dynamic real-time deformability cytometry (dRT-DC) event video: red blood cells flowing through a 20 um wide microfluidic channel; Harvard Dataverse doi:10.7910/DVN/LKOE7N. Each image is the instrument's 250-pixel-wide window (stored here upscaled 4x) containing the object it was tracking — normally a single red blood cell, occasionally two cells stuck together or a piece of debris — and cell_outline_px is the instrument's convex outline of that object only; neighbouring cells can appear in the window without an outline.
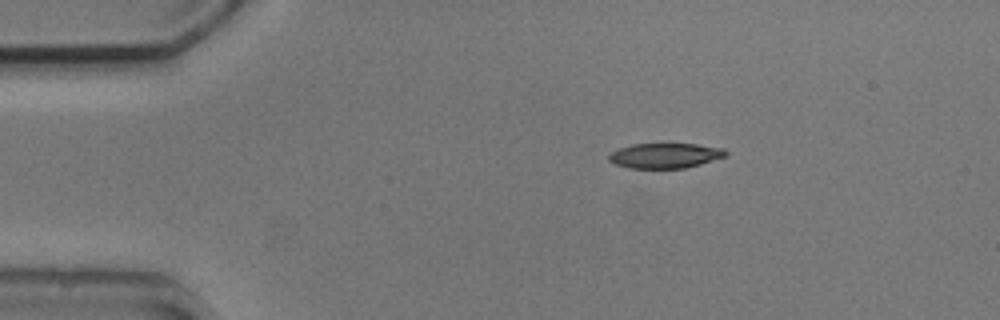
{"species": "common noctule bat (a hibernating species)", "species_latin": "Nyctalus noctula", "temperature_condition": "cold", "stored_images_in_passage": 8, "camera_frame_rate_fps": 3000, "um_per_image_px": 0.085, "animal": {"sex": "male", "body_mass_g": 20.5, "forearm_length_mm": 52.5}, "frame": {"image": 1, "passage_image": 1, "time_ms": 0.0, "image_size_px": [1000, 320], "cell_outline_px": [[728, 156], [700, 164], [684, 168], [628, 168], [616, 164], [608, 160], [608, 156], [612, 152], [620, 148], [632, 144], [696, 144], [724, 148], [728, 152]], "centroid_in_image_um": [56.57, 13.23], "position_along_channel_um": 28.4, "area_um2": 17.05}}
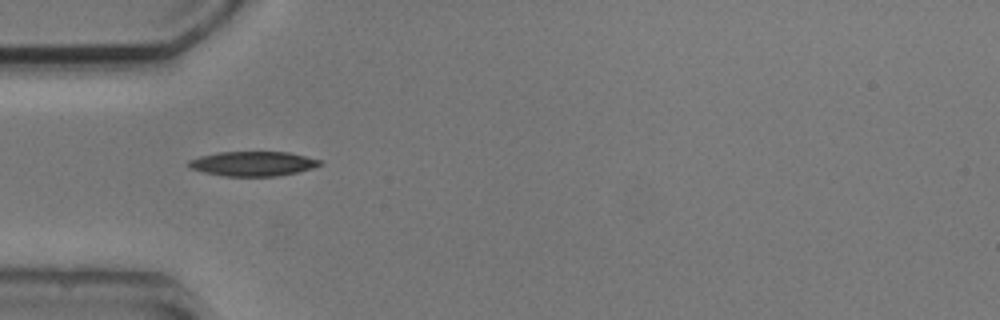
{"frame": {"image": 2, "passage_image": 3, "time_ms": 2.333, "image_size_px": [1000, 320], "cell_outline_px": [[324, 164], [312, 168], [296, 172], [276, 176], [224, 176], [204, 172], [192, 168], [184, 164], [188, 160], [200, 156], [216, 152], [288, 152], [324, 160]], "centroid_in_image_um": [21.51, 13.9], "position_along_channel_um": 63.5, "area_um2": 18.96}}